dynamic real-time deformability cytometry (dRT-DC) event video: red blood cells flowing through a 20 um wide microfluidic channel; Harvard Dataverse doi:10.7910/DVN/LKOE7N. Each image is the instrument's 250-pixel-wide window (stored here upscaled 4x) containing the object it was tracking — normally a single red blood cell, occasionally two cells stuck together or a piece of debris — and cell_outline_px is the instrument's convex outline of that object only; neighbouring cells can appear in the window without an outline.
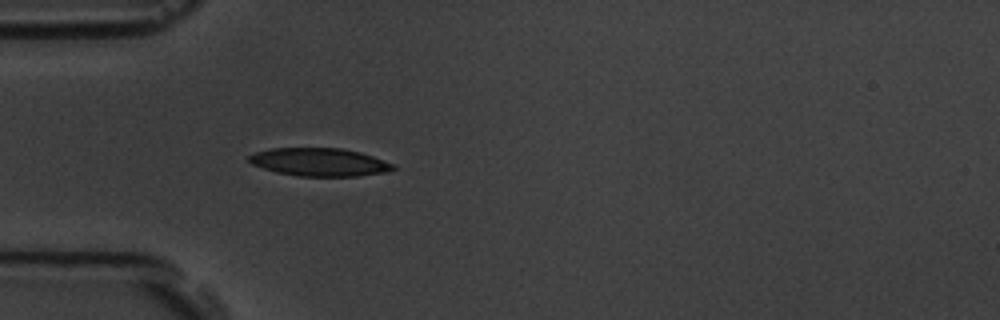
{"species": "common noctule bat (a hibernating species)", "species_latin": "Nyctalus noctula", "temperature_condition": "room temperature", "stored_images_in_passage": 5, "camera_frame_rate_fps": 3000, "um_per_image_px": 0.085, "animal": {"sex": "male", "body_mass_g": 19.5, "forearm_length_mm": 54.6}, "frame": {"image": 1, "passage_image": 5, "time_ms": 5.333, "image_size_px": [1000, 320], "cell_outline_px": [[396, 168], [388, 172], [356, 176], [296, 176], [276, 172], [252, 164], [248, 160], [248, 156], [256, 152], [268, 148], [340, 148], [360, 152], [396, 164]], "centroid_in_image_um": [27.17, 13.78], "position_along_channel_um": 57.8, "area_um2": 23.64}}